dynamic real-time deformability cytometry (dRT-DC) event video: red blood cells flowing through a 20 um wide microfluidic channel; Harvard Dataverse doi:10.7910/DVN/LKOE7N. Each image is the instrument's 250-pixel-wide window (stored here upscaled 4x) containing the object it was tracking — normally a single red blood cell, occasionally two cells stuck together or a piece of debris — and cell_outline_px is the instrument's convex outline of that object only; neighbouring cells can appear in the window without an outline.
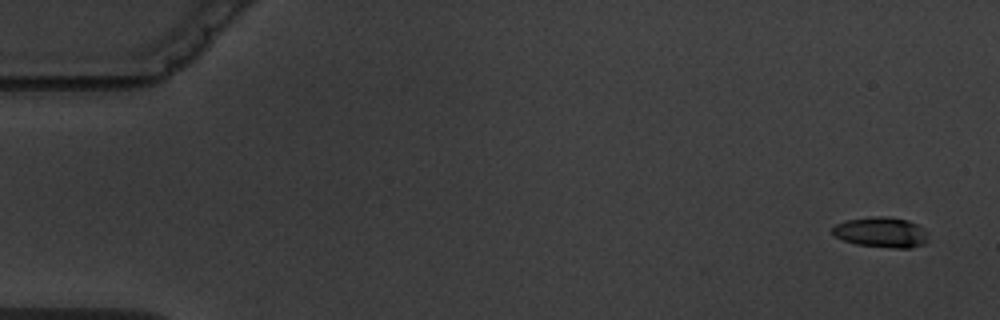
{"species": "common noctule bat (a hibernating species)", "species_latin": "Nyctalus noctula", "temperature_condition": "warm", "stored_images_in_passage": 4, "camera_frame_rate_fps": 3000, "um_per_image_px": 0.085, "animal": {"sex": "male", "body_mass_g": 19.5, "forearm_length_mm": 54.6}, "frame": {"image": 1, "passage_image": 1, "time_ms": 0.0, "image_size_px": [1000, 320], "cell_outline_px": [[928, 240], [924, 244], [912, 248], [896, 248], [856, 244], [844, 240], [836, 236], [832, 232], [832, 228], [836, 224], [848, 220], [872, 216], [888, 216], [908, 220], [924, 228], [928, 232]], "centroid_in_image_um": [74.96, 19.74], "position_along_channel_um": 10.0, "area_um2": 16.99}}
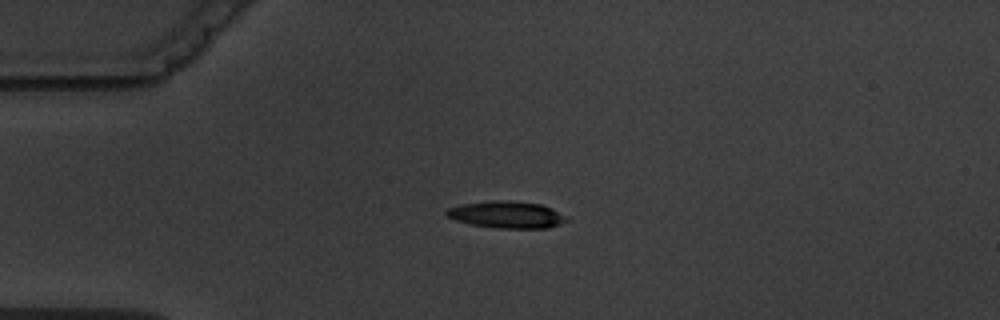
{"frame": {"image": 2, "passage_image": 3, "time_ms": 4.0, "image_size_px": [1000, 320], "cell_outline_px": [[568, 220], [560, 224], [548, 228], [496, 228], [468, 224], [456, 220], [448, 216], [444, 212], [448, 208], [460, 204], [488, 200], [508, 200], [540, 204], [552, 208], [564, 216]], "centroid_in_image_um": [43.02, 18.24], "position_along_channel_um": 42.0, "area_um2": 18.9}}